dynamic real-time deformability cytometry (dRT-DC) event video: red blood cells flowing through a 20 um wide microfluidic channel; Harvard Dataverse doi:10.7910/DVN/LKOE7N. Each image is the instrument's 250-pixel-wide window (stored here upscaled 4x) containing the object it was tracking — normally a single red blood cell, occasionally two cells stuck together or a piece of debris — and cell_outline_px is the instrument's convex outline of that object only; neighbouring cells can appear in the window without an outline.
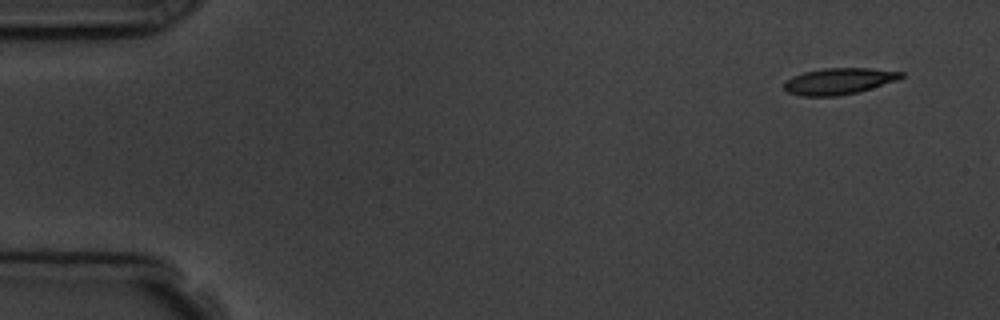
{"species": "common noctule bat (a hibernating species)", "species_latin": "Nyctalus noctula", "temperature_condition": "room temperature", "stored_images_in_passage": 5, "camera_frame_rate_fps": 3000, "um_per_image_px": 0.085, "animal": {"sex": "male", "body_mass_g": 19.5, "forearm_length_mm": 54.6}, "frame": {"image": 1, "passage_image": 1, "time_ms": 0.0, "image_size_px": [1000, 320], "cell_outline_px": [[904, 76], [896, 80], [856, 92], [836, 96], [800, 96], [788, 92], [784, 88], [784, 80], [792, 76], [804, 72], [824, 68], [872, 68], [904, 72]], "centroid_in_image_um": [71.26, 6.89], "position_along_channel_um": 13.7, "area_um2": 17.86}}